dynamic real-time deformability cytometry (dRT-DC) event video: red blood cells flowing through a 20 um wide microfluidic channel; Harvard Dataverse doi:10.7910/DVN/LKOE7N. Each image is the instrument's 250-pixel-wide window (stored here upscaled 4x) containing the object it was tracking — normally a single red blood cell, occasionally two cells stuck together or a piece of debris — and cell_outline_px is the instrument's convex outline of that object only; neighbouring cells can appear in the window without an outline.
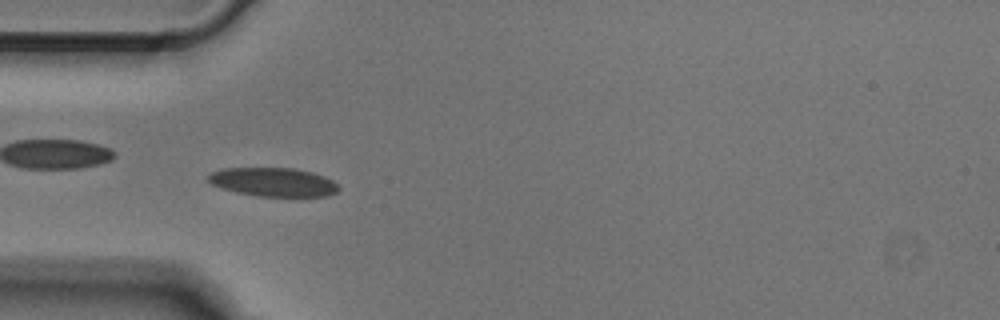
{"species": "Egyptian fruit bat (a non-hibernating species)", "species_latin": "Rousettus aegyptiacus", "temperature_condition": "cold", "stored_images_in_passage": 43, "camera_frame_rate_fps": 3000, "um_per_image_px": 0.085, "animal": {"sex": "male"}, "frame": {"image": 1, "passage_image": 8, "time_ms": 2.333, "image_size_px": [1000, 320], "cell_outline_px": [[340, 188], [336, 192], [328, 196], [260, 196], [236, 192], [220, 188], [212, 184], [208, 180], [208, 176], [212, 172], [220, 168], [292, 168], [312, 172], [324, 176], [332, 180]], "centroid_in_image_um": [23.22, 15.47], "position_along_channel_um": 61.8, "area_um2": 21.79}}
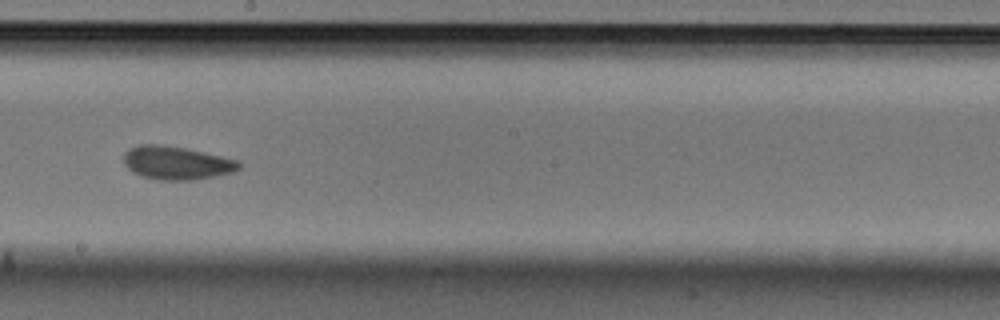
{"frame": {"image": 2, "passage_image": 21, "time_ms": 6.667, "image_size_px": [1000, 320], "cell_outline_px": [[240, 168], [236, 172], [192, 180], [156, 180], [140, 176], [132, 172], [124, 164], [124, 152], [128, 148], [140, 144], [160, 144], [184, 148], [240, 160]], "centroid_in_image_um": [14.99, 13.85], "position_along_channel_um": 233.2, "area_um2": 22.6}}
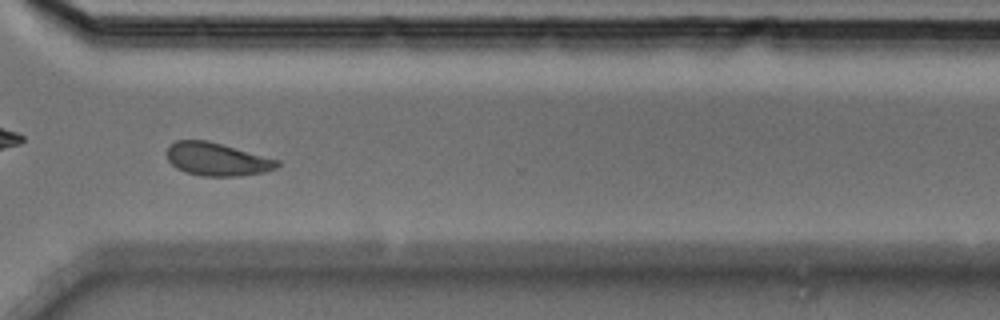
{"frame": {"image": 3, "passage_image": 30, "time_ms": 9.667, "image_size_px": [1000, 320], "cell_outline_px": [[280, 164], [276, 168], [264, 172], [240, 176], [200, 176], [184, 172], [176, 168], [168, 160], [168, 144], [176, 140], [208, 140], [280, 160]], "centroid_in_image_um": [18.44, 13.54], "position_along_channel_um": 352.2, "area_um2": 21.39}}